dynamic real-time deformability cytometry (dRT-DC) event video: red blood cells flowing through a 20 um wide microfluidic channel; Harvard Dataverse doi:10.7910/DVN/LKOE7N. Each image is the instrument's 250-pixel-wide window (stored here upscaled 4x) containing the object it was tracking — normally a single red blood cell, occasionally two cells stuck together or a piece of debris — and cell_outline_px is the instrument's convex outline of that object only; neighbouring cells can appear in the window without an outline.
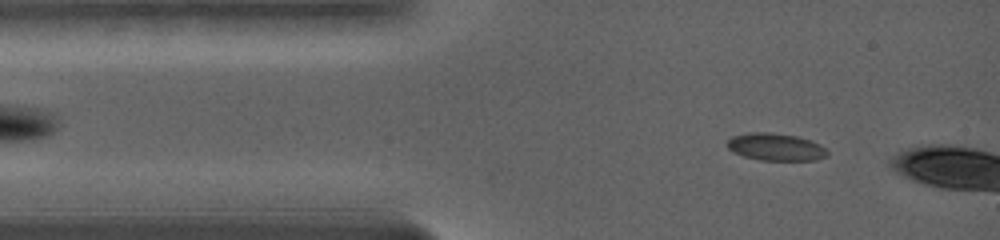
{"species": "common noctule bat (a hibernating species)", "species_latin": "Nyctalus noctula", "temperature_condition": "warm", "stored_images_in_passage": 35, "camera_frame_rate_fps": 5000, "um_per_image_px": 0.085, "animal": {"sex": "female", "body_mass_g": 19.0, "forearm_length_mm": 56.7}, "frame": {"image": 1, "passage_image": 7, "time_ms": 1.6, "image_size_px": [1000, 240], "cell_outline_px": [[828, 156], [816, 160], [760, 160], [744, 156], [732, 152], [724, 144], [732, 136], [752, 132], [768, 132], [796, 136], [820, 144], [828, 152]], "centroid_in_image_um": [65.9, 12.49], "position_along_channel_um": 19.1, "area_um2": 15.95}}
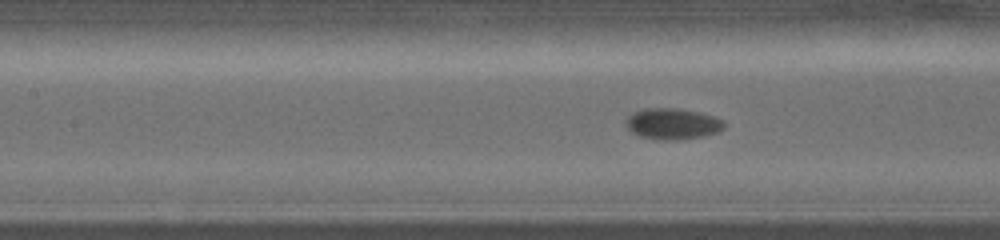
{"frame": {"image": 2, "passage_image": 26, "time_ms": 6.6, "image_size_px": [1000, 240], "cell_outline_px": [[724, 128], [716, 132], [704, 136], [676, 140], [660, 140], [640, 136], [632, 132], [628, 128], [628, 116], [632, 112], [644, 108], [676, 108], [700, 112], [724, 120]], "centroid_in_image_um": [57.18, 10.52], "position_along_channel_um": 150.2, "area_um2": 17.69}}
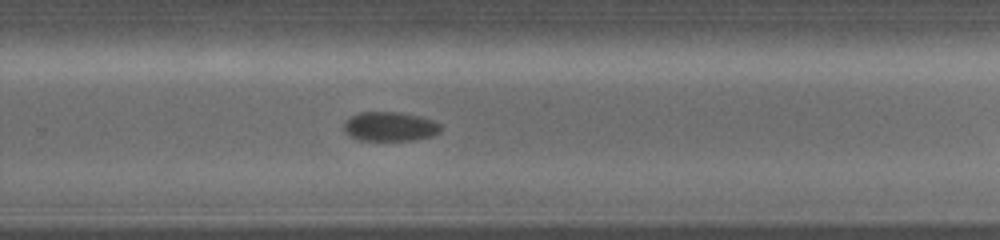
{"frame": {"image": 3, "passage_image": 34, "time_ms": 11.0, "image_size_px": [1000, 240], "cell_outline_px": [[440, 132], [432, 136], [412, 140], [360, 140], [344, 132], [344, 120], [360, 112], [400, 112], [420, 116], [432, 120], [440, 124]], "centroid_in_image_um": [33.14, 10.75], "position_along_channel_um": 296.7, "area_um2": 16.47}}